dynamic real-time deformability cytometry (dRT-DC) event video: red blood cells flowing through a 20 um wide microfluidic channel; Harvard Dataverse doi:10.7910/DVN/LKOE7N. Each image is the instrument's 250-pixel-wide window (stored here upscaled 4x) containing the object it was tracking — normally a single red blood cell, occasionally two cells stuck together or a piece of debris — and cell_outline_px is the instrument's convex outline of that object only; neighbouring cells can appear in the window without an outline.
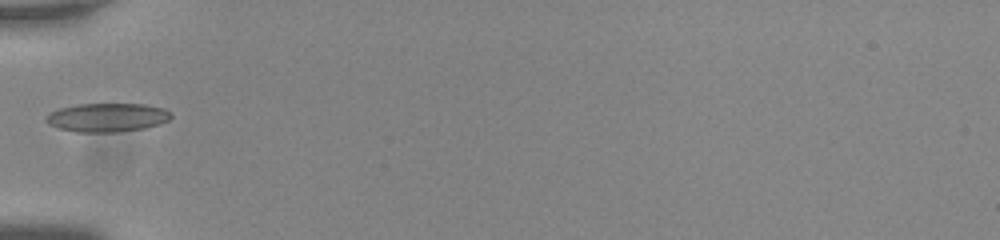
{"species": "common noctule bat (a hibernating species)", "species_latin": "Nyctalus noctula", "temperature_condition": "room temperature", "stored_images_in_passage": 4, "camera_frame_rate_fps": 3000, "um_per_image_px": 0.085, "animal": {"sex": "male", "body_mass_g": 20.0, "forearm_length_mm": 53.3}, "frame": {"image": 1, "passage_image": 1, "time_ms": 0.0, "image_size_px": [1000, 240], "cell_outline_px": [[172, 116], [168, 120], [160, 124], [144, 128], [116, 132], [76, 132], [60, 128], [48, 124], [48, 116], [52, 112], [60, 108], [76, 104], [144, 104], [164, 108], [172, 112]], "centroid_in_image_um": [9.17, 9.98], "position_along_channel_um": 75.8, "area_um2": 20.75}}